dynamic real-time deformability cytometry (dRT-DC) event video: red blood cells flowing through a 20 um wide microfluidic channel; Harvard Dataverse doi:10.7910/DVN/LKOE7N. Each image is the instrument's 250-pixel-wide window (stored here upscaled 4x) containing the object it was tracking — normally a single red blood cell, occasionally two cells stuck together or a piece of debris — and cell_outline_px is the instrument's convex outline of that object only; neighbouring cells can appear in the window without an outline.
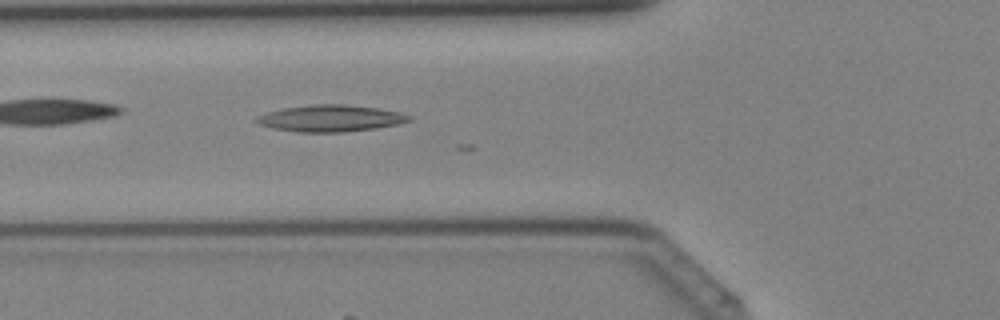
{"species": "Egyptian fruit bat (a non-hibernating species)", "species_latin": "Rousettus aegyptiacus", "temperature_condition": "cold", "stored_images_in_passage": 6, "camera_frame_rate_fps": 3000, "um_per_image_px": 0.085, "animal": {"sex": "female"}, "frame": {"image": 1, "passage_image": 3, "time_ms": 0.667, "image_size_px": [1000, 320], "cell_outline_px": [[412, 120], [396, 124], [376, 128], [340, 132], [300, 132], [272, 128], [260, 124], [252, 120], [256, 116], [268, 112], [284, 108], [316, 104], [344, 104], [380, 108], [400, 112], [412, 116]], "centroid_in_image_um": [28.1, 10.05], "position_along_channel_um": 97.7, "area_um2": 23.64}}